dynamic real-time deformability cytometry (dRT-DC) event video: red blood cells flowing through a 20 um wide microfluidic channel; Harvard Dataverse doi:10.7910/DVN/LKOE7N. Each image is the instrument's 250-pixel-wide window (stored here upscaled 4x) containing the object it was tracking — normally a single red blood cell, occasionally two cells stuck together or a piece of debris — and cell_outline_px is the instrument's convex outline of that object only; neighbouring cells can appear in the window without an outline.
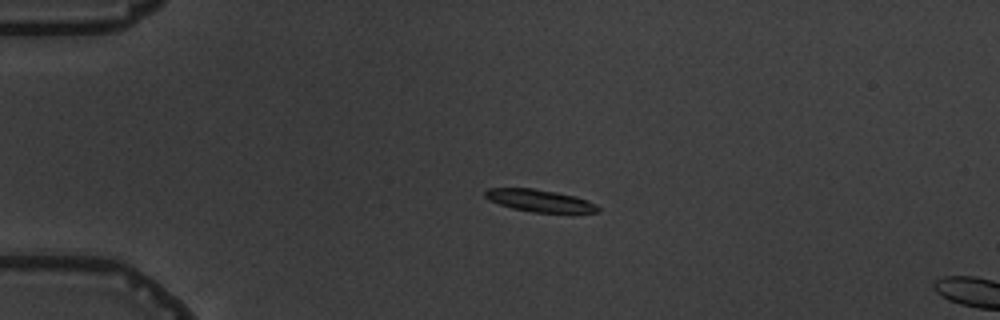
{"species": "common noctule bat (a hibernating species)", "species_latin": "Nyctalus noctula", "temperature_condition": "warm", "stored_images_in_passage": 5, "camera_frame_rate_fps": 3000, "um_per_image_px": 0.085, "animal": {"sex": "male", "body_mass_g": 19.5, "forearm_length_mm": 54.6}, "frame": {"image": 1, "passage_image": 4, "time_ms": 3.333, "image_size_px": [1000, 320], "cell_outline_px": [[600, 212], [532, 212], [512, 208], [488, 200], [484, 196], [484, 192], [488, 188], [532, 188], [556, 192], [576, 196], [588, 200], [596, 204], [600, 208]], "centroid_in_image_um": [45.87, 17.05], "position_along_channel_um": 39.1, "area_um2": 14.57}}